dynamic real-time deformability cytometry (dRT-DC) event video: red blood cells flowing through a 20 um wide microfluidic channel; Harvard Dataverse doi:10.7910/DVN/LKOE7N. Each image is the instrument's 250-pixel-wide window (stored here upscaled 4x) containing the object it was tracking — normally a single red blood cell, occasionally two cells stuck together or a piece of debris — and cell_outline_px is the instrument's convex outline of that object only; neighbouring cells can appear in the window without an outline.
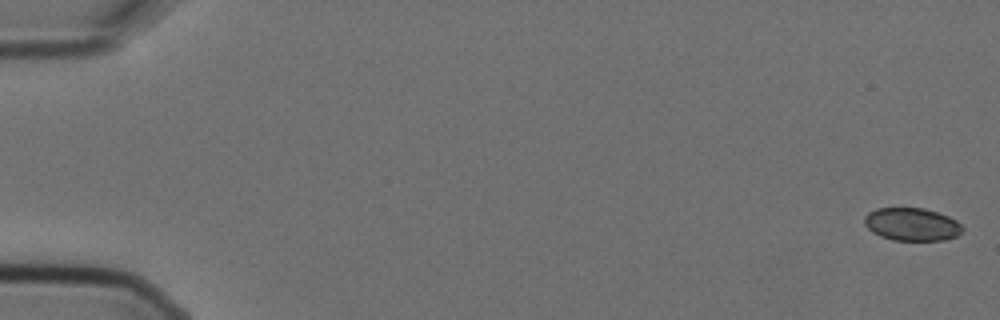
{"species": "Egyptian fruit bat (a non-hibernating species)", "species_latin": "Rousettus aegyptiacus", "temperature_condition": "cold", "stored_images_in_passage": 6, "camera_frame_rate_fps": 3000, "um_per_image_px": 0.085, "animal": {"sex": "female"}, "frame": {"image": 1, "passage_image": 1, "time_ms": 0.0, "image_size_px": [1000, 320], "cell_outline_px": [[964, 228], [956, 236], [944, 240], [892, 240], [880, 236], [872, 232], [864, 224], [864, 216], [868, 212], [876, 208], [924, 208], [948, 216], [956, 220]], "centroid_in_image_um": [77.48, 19.06], "position_along_channel_um": 7.5, "area_um2": 18.79}}
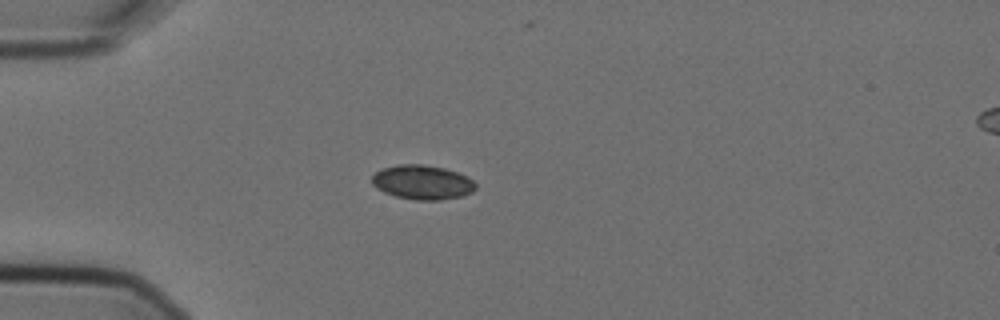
{"frame": {"image": 2, "passage_image": 5, "time_ms": 1.333, "image_size_px": [1000, 320], "cell_outline_px": [[476, 188], [472, 192], [464, 196], [440, 200], [416, 200], [396, 196], [384, 192], [376, 188], [372, 184], [372, 176], [376, 172], [384, 168], [400, 164], [424, 164], [444, 168], [468, 176], [476, 184]], "centroid_in_image_um": [35.92, 15.5], "position_along_channel_um": 49.1, "area_um2": 20.81}}